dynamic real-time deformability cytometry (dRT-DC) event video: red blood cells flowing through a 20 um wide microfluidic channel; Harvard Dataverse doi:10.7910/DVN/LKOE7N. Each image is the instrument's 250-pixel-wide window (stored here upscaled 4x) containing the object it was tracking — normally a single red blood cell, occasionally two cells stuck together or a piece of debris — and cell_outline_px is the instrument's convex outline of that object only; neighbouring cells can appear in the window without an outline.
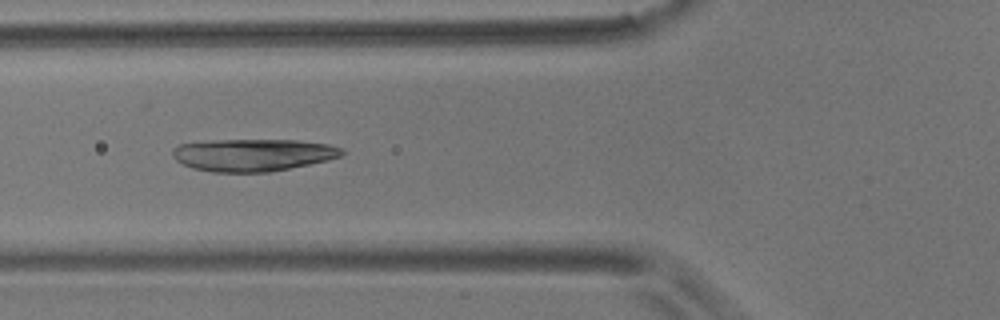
{"species": "common noctule bat (a hibernating species)", "species_latin": "Nyctalus noctula", "temperature_condition": "room temperature", "stored_images_in_passage": 9, "camera_frame_rate_fps": 3000, "um_per_image_px": 0.085, "animal": {"sex": "male", "body_mass_g": 17.9}, "frame": {"image": 1, "passage_image": 6, "time_ms": 6.667, "image_size_px": [1000, 320], "cell_outline_px": [[344, 152], [340, 156], [328, 160], [272, 172], [212, 172], [192, 168], [176, 160], [172, 156], [172, 148], [180, 144], [212, 140], [300, 140], [328, 144], [344, 148]], "centroid_in_image_um": [21.51, 13.16], "position_along_channel_um": 104.3, "area_um2": 32.08}}
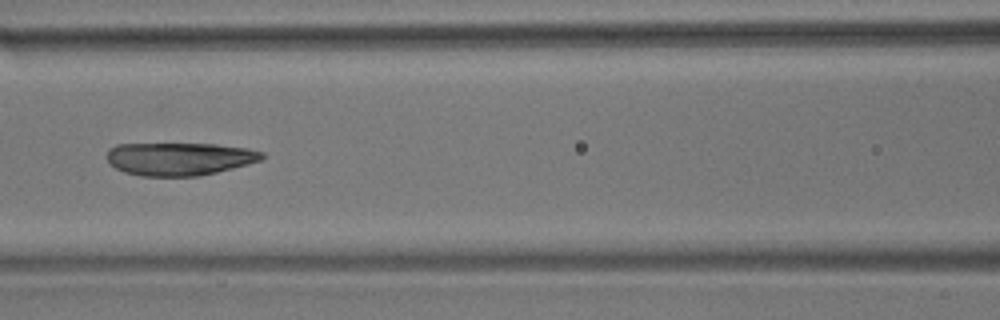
{"frame": {"image": 2, "passage_image": 7, "time_ms": 8.0, "image_size_px": [1000, 320], "cell_outline_px": [[264, 156], [260, 160], [248, 164], [200, 176], [140, 176], [124, 172], [116, 168], [108, 160], [108, 148], [116, 144], [216, 144], [248, 148], [264, 152]], "centroid_in_image_um": [15.25, 13.5], "position_along_channel_um": 151.3, "area_um2": 29.71}}
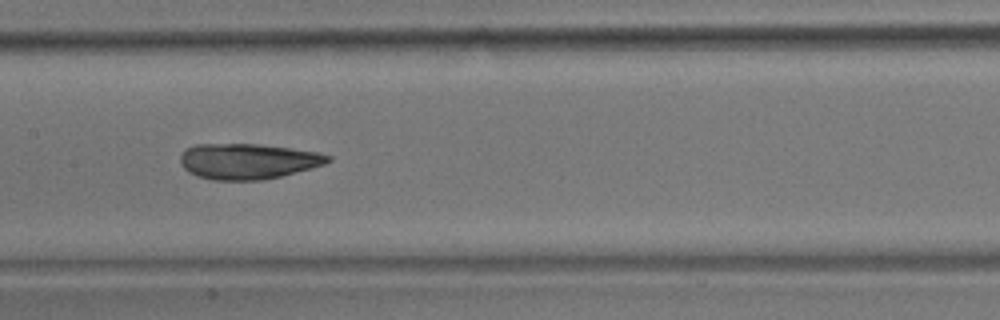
{"frame": {"image": 3, "passage_image": 8, "time_ms": 9.0, "image_size_px": [1000, 320], "cell_outline_px": [[332, 160], [324, 164], [312, 168], [264, 180], [212, 180], [196, 176], [188, 172], [180, 164], [180, 156], [188, 148], [196, 144], [260, 144], [320, 152], [332, 156]], "centroid_in_image_um": [21.08, 13.71], "position_along_channel_um": 186.3, "area_um2": 30.75}}